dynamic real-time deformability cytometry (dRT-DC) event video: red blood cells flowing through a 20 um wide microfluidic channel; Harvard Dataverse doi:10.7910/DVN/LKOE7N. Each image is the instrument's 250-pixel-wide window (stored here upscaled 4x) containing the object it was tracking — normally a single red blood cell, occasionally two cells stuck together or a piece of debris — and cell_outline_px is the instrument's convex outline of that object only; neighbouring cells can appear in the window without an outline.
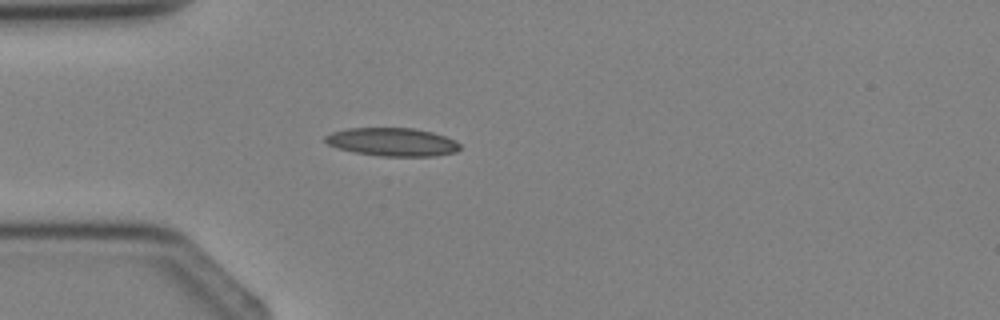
{"species": "Egyptian fruit bat (a non-hibernating species)", "species_latin": "Rousettus aegyptiacus", "temperature_condition": "cold", "stored_images_in_passage": 4, "camera_frame_rate_fps": 3000, "um_per_image_px": 0.085, "animal": {"sex": "female"}, "frame": {"image": 1, "passage_image": 4, "time_ms": 3.667, "image_size_px": [1000, 320], "cell_outline_px": [[460, 148], [456, 152], [436, 156], [380, 156], [356, 152], [336, 148], [328, 144], [324, 140], [324, 136], [332, 132], [348, 128], [412, 128], [432, 132], [456, 140], [460, 144]], "centroid_in_image_um": [33.35, 12.07], "position_along_channel_um": 51.7, "area_um2": 22.2}}